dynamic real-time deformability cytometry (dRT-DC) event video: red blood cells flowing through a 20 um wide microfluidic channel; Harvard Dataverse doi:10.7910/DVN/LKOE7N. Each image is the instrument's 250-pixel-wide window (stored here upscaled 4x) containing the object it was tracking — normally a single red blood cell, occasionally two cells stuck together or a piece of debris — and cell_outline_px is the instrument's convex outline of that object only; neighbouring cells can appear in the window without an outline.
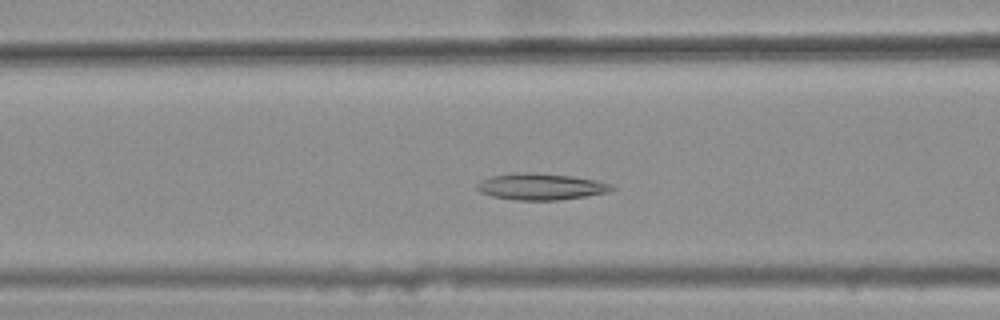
{"species": "common noctule bat (a hibernating species)", "species_latin": "Nyctalus noctula", "temperature_condition": "warm", "stored_images_in_passage": 43, "camera_frame_rate_fps": 3000, "um_per_image_px": 0.085, "animal": {"sex": "female", "body_mass_g": 25.1}, "frame": {"image": 1, "passage_image": 19, "time_ms": 6.0, "image_size_px": [1000, 320], "cell_outline_px": [[616, 188], [608, 192], [584, 196], [556, 200], [516, 200], [492, 196], [480, 192], [476, 188], [476, 184], [480, 180], [492, 176], [516, 172], [532, 172], [572, 176], [596, 180], [612, 184]], "centroid_in_image_um": [45.95, 15.85], "position_along_channel_um": 120.6, "area_um2": 20.81}}
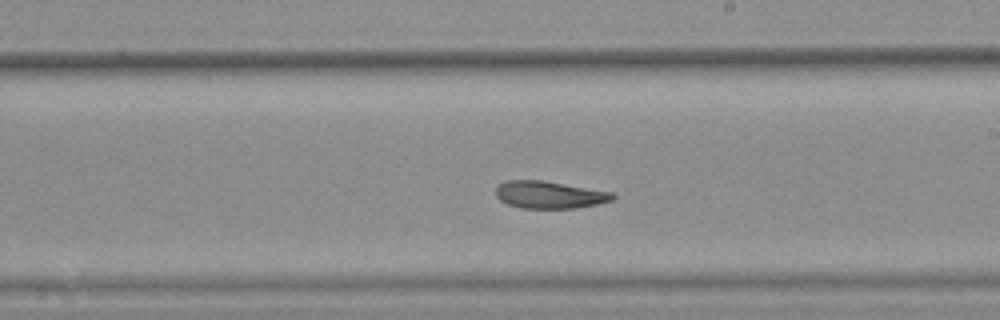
{"frame": {"image": 2, "passage_image": 29, "time_ms": 9.333, "image_size_px": [1000, 320], "cell_outline_px": [[616, 196], [612, 200], [596, 204], [576, 208], [520, 208], [508, 204], [500, 200], [496, 196], [496, 188], [500, 184], [508, 180], [544, 180], [612, 192]], "centroid_in_image_um": [46.7, 16.55], "position_along_channel_um": 242.3, "area_um2": 18.55}}
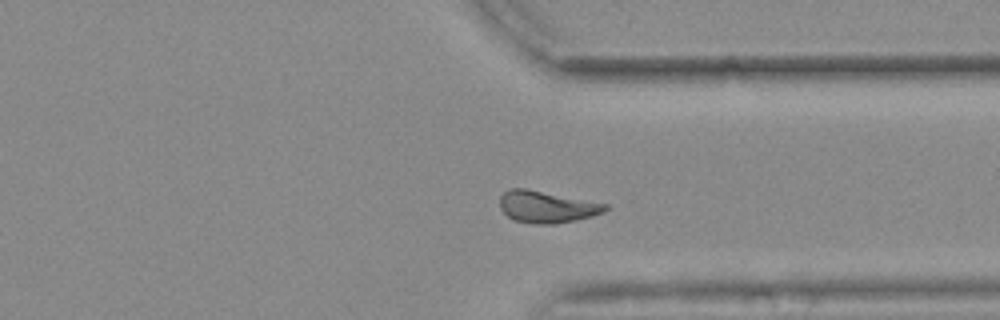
{"frame": {"image": 3, "passage_image": 39, "time_ms": 12.667, "image_size_px": [1000, 320], "cell_outline_px": [[608, 208], [604, 212], [592, 216], [576, 220], [552, 224], [532, 224], [516, 220], [508, 216], [500, 208], [500, 196], [508, 188], [524, 188], [608, 204]], "centroid_in_image_um": [46.46, 17.58], "position_along_channel_um": 364.9, "area_um2": 19.42}, "authors_computed_cell_mechanics": {"area_um2": 20.0566, "velocity_mm_per_s": 3.6539, "shape_relaxation_time_tau1_ms": null, "shape_relaxation_time_tau2_ms": 5.0472, "deformation_change_tau1": null, "deformation_change_tau2": 0.1165}}